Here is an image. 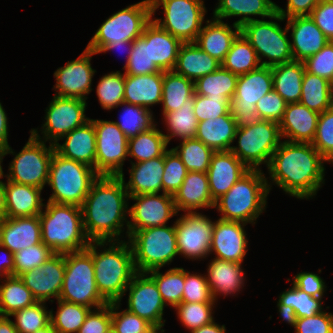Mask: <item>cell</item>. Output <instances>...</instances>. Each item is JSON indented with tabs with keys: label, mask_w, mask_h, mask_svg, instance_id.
I'll return each mask as SVG.
<instances>
[{
	"label": "cell",
	"mask_w": 333,
	"mask_h": 333,
	"mask_svg": "<svg viewBox=\"0 0 333 333\" xmlns=\"http://www.w3.org/2000/svg\"><path fill=\"white\" fill-rule=\"evenodd\" d=\"M324 163L327 161L311 143L282 141L266 167L269 191L277 185L299 200L315 198L325 184Z\"/></svg>",
	"instance_id": "1"
},
{
	"label": "cell",
	"mask_w": 333,
	"mask_h": 333,
	"mask_svg": "<svg viewBox=\"0 0 333 333\" xmlns=\"http://www.w3.org/2000/svg\"><path fill=\"white\" fill-rule=\"evenodd\" d=\"M128 201L129 195L120 176L99 175L81 206L84 230L90 241L129 238Z\"/></svg>",
	"instance_id": "2"
},
{
	"label": "cell",
	"mask_w": 333,
	"mask_h": 333,
	"mask_svg": "<svg viewBox=\"0 0 333 333\" xmlns=\"http://www.w3.org/2000/svg\"><path fill=\"white\" fill-rule=\"evenodd\" d=\"M86 249L92 255L99 293L108 303L121 302L137 273L129 241H91Z\"/></svg>",
	"instance_id": "3"
},
{
	"label": "cell",
	"mask_w": 333,
	"mask_h": 333,
	"mask_svg": "<svg viewBox=\"0 0 333 333\" xmlns=\"http://www.w3.org/2000/svg\"><path fill=\"white\" fill-rule=\"evenodd\" d=\"M39 219L42 242L54 253L80 251L91 242L84 230L80 206L47 201Z\"/></svg>",
	"instance_id": "4"
},
{
	"label": "cell",
	"mask_w": 333,
	"mask_h": 333,
	"mask_svg": "<svg viewBox=\"0 0 333 333\" xmlns=\"http://www.w3.org/2000/svg\"><path fill=\"white\" fill-rule=\"evenodd\" d=\"M270 191L262 169H250L228 192L215 201L220 219L254 226L267 207Z\"/></svg>",
	"instance_id": "5"
},
{
	"label": "cell",
	"mask_w": 333,
	"mask_h": 333,
	"mask_svg": "<svg viewBox=\"0 0 333 333\" xmlns=\"http://www.w3.org/2000/svg\"><path fill=\"white\" fill-rule=\"evenodd\" d=\"M99 177L94 168L59 155L55 150L49 166L47 201L82 206L92 183Z\"/></svg>",
	"instance_id": "6"
},
{
	"label": "cell",
	"mask_w": 333,
	"mask_h": 333,
	"mask_svg": "<svg viewBox=\"0 0 333 333\" xmlns=\"http://www.w3.org/2000/svg\"><path fill=\"white\" fill-rule=\"evenodd\" d=\"M172 224L137 230L127 239L132 247L136 272L162 269L179 255L175 221Z\"/></svg>",
	"instance_id": "7"
},
{
	"label": "cell",
	"mask_w": 333,
	"mask_h": 333,
	"mask_svg": "<svg viewBox=\"0 0 333 333\" xmlns=\"http://www.w3.org/2000/svg\"><path fill=\"white\" fill-rule=\"evenodd\" d=\"M283 21L285 19L276 12L269 20L258 19L240 28L255 49L261 66L273 67L294 61L287 25L283 28L280 26Z\"/></svg>",
	"instance_id": "8"
},
{
	"label": "cell",
	"mask_w": 333,
	"mask_h": 333,
	"mask_svg": "<svg viewBox=\"0 0 333 333\" xmlns=\"http://www.w3.org/2000/svg\"><path fill=\"white\" fill-rule=\"evenodd\" d=\"M59 299L91 309L108 304L97 289L93 259L87 249L65 253V274Z\"/></svg>",
	"instance_id": "9"
},
{
	"label": "cell",
	"mask_w": 333,
	"mask_h": 333,
	"mask_svg": "<svg viewBox=\"0 0 333 333\" xmlns=\"http://www.w3.org/2000/svg\"><path fill=\"white\" fill-rule=\"evenodd\" d=\"M54 145H46L45 141L30 134L27 143L18 153L10 146L3 155L15 156L9 163L6 179L8 181L44 189L48 184L49 166L54 153Z\"/></svg>",
	"instance_id": "10"
},
{
	"label": "cell",
	"mask_w": 333,
	"mask_h": 333,
	"mask_svg": "<svg viewBox=\"0 0 333 333\" xmlns=\"http://www.w3.org/2000/svg\"><path fill=\"white\" fill-rule=\"evenodd\" d=\"M151 19L150 0H142L126 6L105 19L88 42L86 49L97 54L106 44L116 41H134L142 35Z\"/></svg>",
	"instance_id": "11"
},
{
	"label": "cell",
	"mask_w": 333,
	"mask_h": 333,
	"mask_svg": "<svg viewBox=\"0 0 333 333\" xmlns=\"http://www.w3.org/2000/svg\"><path fill=\"white\" fill-rule=\"evenodd\" d=\"M236 139L237 145L232 146L230 151L249 169L260 170L262 164L268 166L274 151L282 142L279 123L271 120L238 127Z\"/></svg>",
	"instance_id": "12"
},
{
	"label": "cell",
	"mask_w": 333,
	"mask_h": 333,
	"mask_svg": "<svg viewBox=\"0 0 333 333\" xmlns=\"http://www.w3.org/2000/svg\"><path fill=\"white\" fill-rule=\"evenodd\" d=\"M152 21L183 43L195 42L203 27L207 9L204 0H150ZM163 8V19L153 18Z\"/></svg>",
	"instance_id": "13"
},
{
	"label": "cell",
	"mask_w": 333,
	"mask_h": 333,
	"mask_svg": "<svg viewBox=\"0 0 333 333\" xmlns=\"http://www.w3.org/2000/svg\"><path fill=\"white\" fill-rule=\"evenodd\" d=\"M272 89L271 67L260 66L238 77L235 93L230 101V111L238 127L255 125L263 120L257 112L256 103Z\"/></svg>",
	"instance_id": "14"
},
{
	"label": "cell",
	"mask_w": 333,
	"mask_h": 333,
	"mask_svg": "<svg viewBox=\"0 0 333 333\" xmlns=\"http://www.w3.org/2000/svg\"><path fill=\"white\" fill-rule=\"evenodd\" d=\"M87 101L78 98L54 95L46 107L44 123L38 128H32L30 133L37 139L56 144L62 137L90 120L85 111ZM39 132L42 136H40Z\"/></svg>",
	"instance_id": "15"
},
{
	"label": "cell",
	"mask_w": 333,
	"mask_h": 333,
	"mask_svg": "<svg viewBox=\"0 0 333 333\" xmlns=\"http://www.w3.org/2000/svg\"><path fill=\"white\" fill-rule=\"evenodd\" d=\"M96 133L95 171L99 175L119 176L128 160L129 138L112 120L91 119Z\"/></svg>",
	"instance_id": "16"
},
{
	"label": "cell",
	"mask_w": 333,
	"mask_h": 333,
	"mask_svg": "<svg viewBox=\"0 0 333 333\" xmlns=\"http://www.w3.org/2000/svg\"><path fill=\"white\" fill-rule=\"evenodd\" d=\"M214 222L201 212L181 214L175 220L178 254L192 261H201L211 256L209 252Z\"/></svg>",
	"instance_id": "17"
},
{
	"label": "cell",
	"mask_w": 333,
	"mask_h": 333,
	"mask_svg": "<svg viewBox=\"0 0 333 333\" xmlns=\"http://www.w3.org/2000/svg\"><path fill=\"white\" fill-rule=\"evenodd\" d=\"M134 203L128 208L129 237L137 230L166 225L178 215L173 195L167 193L129 196Z\"/></svg>",
	"instance_id": "18"
},
{
	"label": "cell",
	"mask_w": 333,
	"mask_h": 333,
	"mask_svg": "<svg viewBox=\"0 0 333 333\" xmlns=\"http://www.w3.org/2000/svg\"><path fill=\"white\" fill-rule=\"evenodd\" d=\"M129 292L127 308L129 312L149 322L154 328L165 325L166 307L155 281L147 273H136L125 294Z\"/></svg>",
	"instance_id": "19"
},
{
	"label": "cell",
	"mask_w": 333,
	"mask_h": 333,
	"mask_svg": "<svg viewBox=\"0 0 333 333\" xmlns=\"http://www.w3.org/2000/svg\"><path fill=\"white\" fill-rule=\"evenodd\" d=\"M95 52L84 49L75 60L68 61L54 72V95L87 100L92 89V79L97 72L92 68V56Z\"/></svg>",
	"instance_id": "20"
},
{
	"label": "cell",
	"mask_w": 333,
	"mask_h": 333,
	"mask_svg": "<svg viewBox=\"0 0 333 333\" xmlns=\"http://www.w3.org/2000/svg\"><path fill=\"white\" fill-rule=\"evenodd\" d=\"M65 274V254L54 253L40 267L19 277L32 292L37 302L53 303L59 299Z\"/></svg>",
	"instance_id": "21"
},
{
	"label": "cell",
	"mask_w": 333,
	"mask_h": 333,
	"mask_svg": "<svg viewBox=\"0 0 333 333\" xmlns=\"http://www.w3.org/2000/svg\"><path fill=\"white\" fill-rule=\"evenodd\" d=\"M247 224L218 218L214 222L209 254L225 261L243 263L248 252Z\"/></svg>",
	"instance_id": "22"
},
{
	"label": "cell",
	"mask_w": 333,
	"mask_h": 333,
	"mask_svg": "<svg viewBox=\"0 0 333 333\" xmlns=\"http://www.w3.org/2000/svg\"><path fill=\"white\" fill-rule=\"evenodd\" d=\"M286 20L290 33L294 61L304 62L320 51L330 40L310 16H297Z\"/></svg>",
	"instance_id": "23"
},
{
	"label": "cell",
	"mask_w": 333,
	"mask_h": 333,
	"mask_svg": "<svg viewBox=\"0 0 333 333\" xmlns=\"http://www.w3.org/2000/svg\"><path fill=\"white\" fill-rule=\"evenodd\" d=\"M249 170L230 150L215 151L207 171L212 199L216 201L228 192Z\"/></svg>",
	"instance_id": "24"
},
{
	"label": "cell",
	"mask_w": 333,
	"mask_h": 333,
	"mask_svg": "<svg viewBox=\"0 0 333 333\" xmlns=\"http://www.w3.org/2000/svg\"><path fill=\"white\" fill-rule=\"evenodd\" d=\"M320 113L300 102L288 103L279 122L281 137L289 142L312 143Z\"/></svg>",
	"instance_id": "25"
},
{
	"label": "cell",
	"mask_w": 333,
	"mask_h": 333,
	"mask_svg": "<svg viewBox=\"0 0 333 333\" xmlns=\"http://www.w3.org/2000/svg\"><path fill=\"white\" fill-rule=\"evenodd\" d=\"M213 258L208 263L207 283L212 297L218 302L219 296H235L242 291L246 281L243 264Z\"/></svg>",
	"instance_id": "26"
},
{
	"label": "cell",
	"mask_w": 333,
	"mask_h": 333,
	"mask_svg": "<svg viewBox=\"0 0 333 333\" xmlns=\"http://www.w3.org/2000/svg\"><path fill=\"white\" fill-rule=\"evenodd\" d=\"M42 242L39 215L10 218L0 221V245L13 254Z\"/></svg>",
	"instance_id": "27"
},
{
	"label": "cell",
	"mask_w": 333,
	"mask_h": 333,
	"mask_svg": "<svg viewBox=\"0 0 333 333\" xmlns=\"http://www.w3.org/2000/svg\"><path fill=\"white\" fill-rule=\"evenodd\" d=\"M177 212L197 213L204 208L214 209L207 173L188 172L182 185L173 195Z\"/></svg>",
	"instance_id": "28"
},
{
	"label": "cell",
	"mask_w": 333,
	"mask_h": 333,
	"mask_svg": "<svg viewBox=\"0 0 333 333\" xmlns=\"http://www.w3.org/2000/svg\"><path fill=\"white\" fill-rule=\"evenodd\" d=\"M63 144H54L55 151L68 159L75 160L95 169L96 133L93 121L75 128L60 139Z\"/></svg>",
	"instance_id": "29"
},
{
	"label": "cell",
	"mask_w": 333,
	"mask_h": 333,
	"mask_svg": "<svg viewBox=\"0 0 333 333\" xmlns=\"http://www.w3.org/2000/svg\"><path fill=\"white\" fill-rule=\"evenodd\" d=\"M131 165L128 182H125L124 172L119 175L129 196L163 192L164 155Z\"/></svg>",
	"instance_id": "30"
},
{
	"label": "cell",
	"mask_w": 333,
	"mask_h": 333,
	"mask_svg": "<svg viewBox=\"0 0 333 333\" xmlns=\"http://www.w3.org/2000/svg\"><path fill=\"white\" fill-rule=\"evenodd\" d=\"M142 36L148 41L150 61H153L161 71H173L183 42L152 20L145 26Z\"/></svg>",
	"instance_id": "31"
},
{
	"label": "cell",
	"mask_w": 333,
	"mask_h": 333,
	"mask_svg": "<svg viewBox=\"0 0 333 333\" xmlns=\"http://www.w3.org/2000/svg\"><path fill=\"white\" fill-rule=\"evenodd\" d=\"M239 33V26L211 18L206 20L195 43L212 58L222 63Z\"/></svg>",
	"instance_id": "32"
},
{
	"label": "cell",
	"mask_w": 333,
	"mask_h": 333,
	"mask_svg": "<svg viewBox=\"0 0 333 333\" xmlns=\"http://www.w3.org/2000/svg\"><path fill=\"white\" fill-rule=\"evenodd\" d=\"M276 5L272 0H218L212 18L223 21L225 18L239 17L233 24L241 28L248 22L258 20V16L261 20L273 16Z\"/></svg>",
	"instance_id": "33"
},
{
	"label": "cell",
	"mask_w": 333,
	"mask_h": 333,
	"mask_svg": "<svg viewBox=\"0 0 333 333\" xmlns=\"http://www.w3.org/2000/svg\"><path fill=\"white\" fill-rule=\"evenodd\" d=\"M163 72L125 74L124 102L151 110L162 102Z\"/></svg>",
	"instance_id": "34"
},
{
	"label": "cell",
	"mask_w": 333,
	"mask_h": 333,
	"mask_svg": "<svg viewBox=\"0 0 333 333\" xmlns=\"http://www.w3.org/2000/svg\"><path fill=\"white\" fill-rule=\"evenodd\" d=\"M6 217L18 218L39 215L44 208L43 189L29 185L4 182Z\"/></svg>",
	"instance_id": "35"
},
{
	"label": "cell",
	"mask_w": 333,
	"mask_h": 333,
	"mask_svg": "<svg viewBox=\"0 0 333 333\" xmlns=\"http://www.w3.org/2000/svg\"><path fill=\"white\" fill-rule=\"evenodd\" d=\"M237 128L229 111L226 115L198 122L195 138L214 151H228L234 144Z\"/></svg>",
	"instance_id": "36"
},
{
	"label": "cell",
	"mask_w": 333,
	"mask_h": 333,
	"mask_svg": "<svg viewBox=\"0 0 333 333\" xmlns=\"http://www.w3.org/2000/svg\"><path fill=\"white\" fill-rule=\"evenodd\" d=\"M221 63L204 52L195 42L183 43L173 71L192 81L217 70Z\"/></svg>",
	"instance_id": "37"
},
{
	"label": "cell",
	"mask_w": 333,
	"mask_h": 333,
	"mask_svg": "<svg viewBox=\"0 0 333 333\" xmlns=\"http://www.w3.org/2000/svg\"><path fill=\"white\" fill-rule=\"evenodd\" d=\"M273 89L287 103L300 101L305 66L303 62L292 61L271 67Z\"/></svg>",
	"instance_id": "38"
},
{
	"label": "cell",
	"mask_w": 333,
	"mask_h": 333,
	"mask_svg": "<svg viewBox=\"0 0 333 333\" xmlns=\"http://www.w3.org/2000/svg\"><path fill=\"white\" fill-rule=\"evenodd\" d=\"M157 126L156 123L151 128L140 132L137 136L129 138L128 157L136 159V161L133 162L132 159L128 161L139 163L165 154L168 150V142L162 130Z\"/></svg>",
	"instance_id": "39"
},
{
	"label": "cell",
	"mask_w": 333,
	"mask_h": 333,
	"mask_svg": "<svg viewBox=\"0 0 333 333\" xmlns=\"http://www.w3.org/2000/svg\"><path fill=\"white\" fill-rule=\"evenodd\" d=\"M300 103L322 113L333 107V84L318 75L304 72Z\"/></svg>",
	"instance_id": "40"
},
{
	"label": "cell",
	"mask_w": 333,
	"mask_h": 333,
	"mask_svg": "<svg viewBox=\"0 0 333 333\" xmlns=\"http://www.w3.org/2000/svg\"><path fill=\"white\" fill-rule=\"evenodd\" d=\"M37 300L18 276L0 280V316L9 317L14 312L29 307Z\"/></svg>",
	"instance_id": "41"
},
{
	"label": "cell",
	"mask_w": 333,
	"mask_h": 333,
	"mask_svg": "<svg viewBox=\"0 0 333 333\" xmlns=\"http://www.w3.org/2000/svg\"><path fill=\"white\" fill-rule=\"evenodd\" d=\"M194 93V81L174 71H163L162 115L180 109Z\"/></svg>",
	"instance_id": "42"
},
{
	"label": "cell",
	"mask_w": 333,
	"mask_h": 333,
	"mask_svg": "<svg viewBox=\"0 0 333 333\" xmlns=\"http://www.w3.org/2000/svg\"><path fill=\"white\" fill-rule=\"evenodd\" d=\"M193 97L185 101L180 109L167 112L163 115L164 125H166L167 134H164L168 144L173 138L179 141L195 138L198 126V120L193 111Z\"/></svg>",
	"instance_id": "43"
},
{
	"label": "cell",
	"mask_w": 333,
	"mask_h": 333,
	"mask_svg": "<svg viewBox=\"0 0 333 333\" xmlns=\"http://www.w3.org/2000/svg\"><path fill=\"white\" fill-rule=\"evenodd\" d=\"M237 75L220 66L214 72L198 78L194 82L195 94L207 98H228L234 96L237 86Z\"/></svg>",
	"instance_id": "44"
},
{
	"label": "cell",
	"mask_w": 333,
	"mask_h": 333,
	"mask_svg": "<svg viewBox=\"0 0 333 333\" xmlns=\"http://www.w3.org/2000/svg\"><path fill=\"white\" fill-rule=\"evenodd\" d=\"M221 66L240 76L259 68L261 64L255 49L240 32L232 42Z\"/></svg>",
	"instance_id": "45"
},
{
	"label": "cell",
	"mask_w": 333,
	"mask_h": 333,
	"mask_svg": "<svg viewBox=\"0 0 333 333\" xmlns=\"http://www.w3.org/2000/svg\"><path fill=\"white\" fill-rule=\"evenodd\" d=\"M147 274L155 281L166 306L175 308L182 302L185 282L183 267L170 268L164 274L160 269H154Z\"/></svg>",
	"instance_id": "46"
},
{
	"label": "cell",
	"mask_w": 333,
	"mask_h": 333,
	"mask_svg": "<svg viewBox=\"0 0 333 333\" xmlns=\"http://www.w3.org/2000/svg\"><path fill=\"white\" fill-rule=\"evenodd\" d=\"M57 311L50 309V323L57 333H77L85 322L89 307L58 299ZM55 312V313H53Z\"/></svg>",
	"instance_id": "47"
},
{
	"label": "cell",
	"mask_w": 333,
	"mask_h": 333,
	"mask_svg": "<svg viewBox=\"0 0 333 333\" xmlns=\"http://www.w3.org/2000/svg\"><path fill=\"white\" fill-rule=\"evenodd\" d=\"M180 156L188 172L207 173L214 150L197 138L184 139L172 147Z\"/></svg>",
	"instance_id": "48"
},
{
	"label": "cell",
	"mask_w": 333,
	"mask_h": 333,
	"mask_svg": "<svg viewBox=\"0 0 333 333\" xmlns=\"http://www.w3.org/2000/svg\"><path fill=\"white\" fill-rule=\"evenodd\" d=\"M120 107L123 110L119 115L120 120L114 122L128 138L135 137L158 123L154 119L152 110L125 102Z\"/></svg>",
	"instance_id": "49"
},
{
	"label": "cell",
	"mask_w": 333,
	"mask_h": 333,
	"mask_svg": "<svg viewBox=\"0 0 333 333\" xmlns=\"http://www.w3.org/2000/svg\"><path fill=\"white\" fill-rule=\"evenodd\" d=\"M125 74L112 71L103 75L96 85V95L104 110L118 108L124 102Z\"/></svg>",
	"instance_id": "50"
},
{
	"label": "cell",
	"mask_w": 333,
	"mask_h": 333,
	"mask_svg": "<svg viewBox=\"0 0 333 333\" xmlns=\"http://www.w3.org/2000/svg\"><path fill=\"white\" fill-rule=\"evenodd\" d=\"M215 305H217L216 302H181L174 309L182 326L191 331L215 320L213 316Z\"/></svg>",
	"instance_id": "51"
},
{
	"label": "cell",
	"mask_w": 333,
	"mask_h": 333,
	"mask_svg": "<svg viewBox=\"0 0 333 333\" xmlns=\"http://www.w3.org/2000/svg\"><path fill=\"white\" fill-rule=\"evenodd\" d=\"M323 298H316L296 288L293 284L281 292L277 304H284L294 309L297 318L312 317L324 310Z\"/></svg>",
	"instance_id": "52"
},
{
	"label": "cell",
	"mask_w": 333,
	"mask_h": 333,
	"mask_svg": "<svg viewBox=\"0 0 333 333\" xmlns=\"http://www.w3.org/2000/svg\"><path fill=\"white\" fill-rule=\"evenodd\" d=\"M9 317L15 318L13 323L18 333H35L50 323V310H47L45 302H36Z\"/></svg>",
	"instance_id": "53"
},
{
	"label": "cell",
	"mask_w": 333,
	"mask_h": 333,
	"mask_svg": "<svg viewBox=\"0 0 333 333\" xmlns=\"http://www.w3.org/2000/svg\"><path fill=\"white\" fill-rule=\"evenodd\" d=\"M120 308L121 302H111V329L115 333H151L154 330L146 320Z\"/></svg>",
	"instance_id": "54"
},
{
	"label": "cell",
	"mask_w": 333,
	"mask_h": 333,
	"mask_svg": "<svg viewBox=\"0 0 333 333\" xmlns=\"http://www.w3.org/2000/svg\"><path fill=\"white\" fill-rule=\"evenodd\" d=\"M187 173L180 156L173 148L168 149L164 154L163 193L174 195L182 185Z\"/></svg>",
	"instance_id": "55"
},
{
	"label": "cell",
	"mask_w": 333,
	"mask_h": 333,
	"mask_svg": "<svg viewBox=\"0 0 333 333\" xmlns=\"http://www.w3.org/2000/svg\"><path fill=\"white\" fill-rule=\"evenodd\" d=\"M123 70L125 71L124 74L128 75H146L163 72L153 61H150L148 41L142 35L133 41V48L127 66Z\"/></svg>",
	"instance_id": "56"
},
{
	"label": "cell",
	"mask_w": 333,
	"mask_h": 333,
	"mask_svg": "<svg viewBox=\"0 0 333 333\" xmlns=\"http://www.w3.org/2000/svg\"><path fill=\"white\" fill-rule=\"evenodd\" d=\"M54 252L43 242L14 253V276H20L40 267Z\"/></svg>",
	"instance_id": "57"
},
{
	"label": "cell",
	"mask_w": 333,
	"mask_h": 333,
	"mask_svg": "<svg viewBox=\"0 0 333 333\" xmlns=\"http://www.w3.org/2000/svg\"><path fill=\"white\" fill-rule=\"evenodd\" d=\"M311 144L327 162L333 164V107L320 113Z\"/></svg>",
	"instance_id": "58"
},
{
	"label": "cell",
	"mask_w": 333,
	"mask_h": 333,
	"mask_svg": "<svg viewBox=\"0 0 333 333\" xmlns=\"http://www.w3.org/2000/svg\"><path fill=\"white\" fill-rule=\"evenodd\" d=\"M182 302H216L209 289L206 274L190 273L185 269V282Z\"/></svg>",
	"instance_id": "59"
},
{
	"label": "cell",
	"mask_w": 333,
	"mask_h": 333,
	"mask_svg": "<svg viewBox=\"0 0 333 333\" xmlns=\"http://www.w3.org/2000/svg\"><path fill=\"white\" fill-rule=\"evenodd\" d=\"M193 100V111L198 122L226 115L230 111L228 98H207L194 93Z\"/></svg>",
	"instance_id": "60"
},
{
	"label": "cell",
	"mask_w": 333,
	"mask_h": 333,
	"mask_svg": "<svg viewBox=\"0 0 333 333\" xmlns=\"http://www.w3.org/2000/svg\"><path fill=\"white\" fill-rule=\"evenodd\" d=\"M305 71L327 79L333 84V41L304 62Z\"/></svg>",
	"instance_id": "61"
},
{
	"label": "cell",
	"mask_w": 333,
	"mask_h": 333,
	"mask_svg": "<svg viewBox=\"0 0 333 333\" xmlns=\"http://www.w3.org/2000/svg\"><path fill=\"white\" fill-rule=\"evenodd\" d=\"M287 104L281 95L272 89L258 100L256 108L263 120L279 123L283 118Z\"/></svg>",
	"instance_id": "62"
},
{
	"label": "cell",
	"mask_w": 333,
	"mask_h": 333,
	"mask_svg": "<svg viewBox=\"0 0 333 333\" xmlns=\"http://www.w3.org/2000/svg\"><path fill=\"white\" fill-rule=\"evenodd\" d=\"M295 333H333V314L323 310L312 317L297 318Z\"/></svg>",
	"instance_id": "63"
},
{
	"label": "cell",
	"mask_w": 333,
	"mask_h": 333,
	"mask_svg": "<svg viewBox=\"0 0 333 333\" xmlns=\"http://www.w3.org/2000/svg\"><path fill=\"white\" fill-rule=\"evenodd\" d=\"M111 329V303L92 309L77 333H108Z\"/></svg>",
	"instance_id": "64"
},
{
	"label": "cell",
	"mask_w": 333,
	"mask_h": 333,
	"mask_svg": "<svg viewBox=\"0 0 333 333\" xmlns=\"http://www.w3.org/2000/svg\"><path fill=\"white\" fill-rule=\"evenodd\" d=\"M292 284L308 295L316 298H323L326 292V284L323 278L315 272H299L293 276Z\"/></svg>",
	"instance_id": "65"
},
{
	"label": "cell",
	"mask_w": 333,
	"mask_h": 333,
	"mask_svg": "<svg viewBox=\"0 0 333 333\" xmlns=\"http://www.w3.org/2000/svg\"><path fill=\"white\" fill-rule=\"evenodd\" d=\"M309 16L323 34L333 41V0H321Z\"/></svg>",
	"instance_id": "66"
},
{
	"label": "cell",
	"mask_w": 333,
	"mask_h": 333,
	"mask_svg": "<svg viewBox=\"0 0 333 333\" xmlns=\"http://www.w3.org/2000/svg\"><path fill=\"white\" fill-rule=\"evenodd\" d=\"M321 0H287L285 9L276 5V12L284 19L297 16H309Z\"/></svg>",
	"instance_id": "67"
},
{
	"label": "cell",
	"mask_w": 333,
	"mask_h": 333,
	"mask_svg": "<svg viewBox=\"0 0 333 333\" xmlns=\"http://www.w3.org/2000/svg\"><path fill=\"white\" fill-rule=\"evenodd\" d=\"M0 280L14 276V254L0 245ZM4 251V252H3Z\"/></svg>",
	"instance_id": "68"
},
{
	"label": "cell",
	"mask_w": 333,
	"mask_h": 333,
	"mask_svg": "<svg viewBox=\"0 0 333 333\" xmlns=\"http://www.w3.org/2000/svg\"><path fill=\"white\" fill-rule=\"evenodd\" d=\"M8 126L7 114L2 103L0 102V149L3 151L10 146L8 143Z\"/></svg>",
	"instance_id": "69"
},
{
	"label": "cell",
	"mask_w": 333,
	"mask_h": 333,
	"mask_svg": "<svg viewBox=\"0 0 333 333\" xmlns=\"http://www.w3.org/2000/svg\"><path fill=\"white\" fill-rule=\"evenodd\" d=\"M133 48V41H120V42H113V43H109L104 45L98 52L97 54H102V53H106L108 51H112L113 50H125V52H127L126 54V63L123 66L122 70L127 66L128 60H129V56L131 54ZM123 52V51H122Z\"/></svg>",
	"instance_id": "70"
},
{
	"label": "cell",
	"mask_w": 333,
	"mask_h": 333,
	"mask_svg": "<svg viewBox=\"0 0 333 333\" xmlns=\"http://www.w3.org/2000/svg\"><path fill=\"white\" fill-rule=\"evenodd\" d=\"M277 308V313H279L280 318H282V320L295 328L297 322V315L295 314L294 309L284 304H277Z\"/></svg>",
	"instance_id": "71"
},
{
	"label": "cell",
	"mask_w": 333,
	"mask_h": 333,
	"mask_svg": "<svg viewBox=\"0 0 333 333\" xmlns=\"http://www.w3.org/2000/svg\"><path fill=\"white\" fill-rule=\"evenodd\" d=\"M216 320L212 321L210 324L204 325L198 329L191 330L190 333H226V326L220 325Z\"/></svg>",
	"instance_id": "72"
},
{
	"label": "cell",
	"mask_w": 333,
	"mask_h": 333,
	"mask_svg": "<svg viewBox=\"0 0 333 333\" xmlns=\"http://www.w3.org/2000/svg\"><path fill=\"white\" fill-rule=\"evenodd\" d=\"M0 333H18L14 326L13 320L9 317L0 316Z\"/></svg>",
	"instance_id": "73"
},
{
	"label": "cell",
	"mask_w": 333,
	"mask_h": 333,
	"mask_svg": "<svg viewBox=\"0 0 333 333\" xmlns=\"http://www.w3.org/2000/svg\"><path fill=\"white\" fill-rule=\"evenodd\" d=\"M6 218V199L4 184H0V221Z\"/></svg>",
	"instance_id": "74"
},
{
	"label": "cell",
	"mask_w": 333,
	"mask_h": 333,
	"mask_svg": "<svg viewBox=\"0 0 333 333\" xmlns=\"http://www.w3.org/2000/svg\"><path fill=\"white\" fill-rule=\"evenodd\" d=\"M3 157H5L3 155V150L0 149V184H4L3 180H1L2 178L4 179V177H6V174H4L3 171Z\"/></svg>",
	"instance_id": "75"
},
{
	"label": "cell",
	"mask_w": 333,
	"mask_h": 333,
	"mask_svg": "<svg viewBox=\"0 0 333 333\" xmlns=\"http://www.w3.org/2000/svg\"><path fill=\"white\" fill-rule=\"evenodd\" d=\"M35 333H57L56 330L52 327L51 323H49L46 327L37 330Z\"/></svg>",
	"instance_id": "76"
},
{
	"label": "cell",
	"mask_w": 333,
	"mask_h": 333,
	"mask_svg": "<svg viewBox=\"0 0 333 333\" xmlns=\"http://www.w3.org/2000/svg\"><path fill=\"white\" fill-rule=\"evenodd\" d=\"M151 333H166L165 329L163 328H154V330Z\"/></svg>",
	"instance_id": "77"
},
{
	"label": "cell",
	"mask_w": 333,
	"mask_h": 333,
	"mask_svg": "<svg viewBox=\"0 0 333 333\" xmlns=\"http://www.w3.org/2000/svg\"><path fill=\"white\" fill-rule=\"evenodd\" d=\"M108 333H115L112 329H110V331Z\"/></svg>",
	"instance_id": "78"
}]
</instances>
